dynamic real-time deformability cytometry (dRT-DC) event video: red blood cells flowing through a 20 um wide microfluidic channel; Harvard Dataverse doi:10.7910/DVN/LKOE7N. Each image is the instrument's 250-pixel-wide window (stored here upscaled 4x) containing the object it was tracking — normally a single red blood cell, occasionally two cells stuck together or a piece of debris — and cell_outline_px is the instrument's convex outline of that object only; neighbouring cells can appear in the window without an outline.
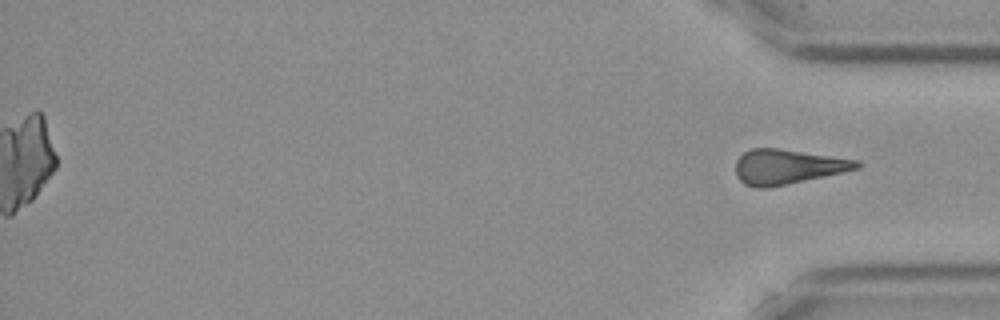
{"species": "Egyptian fruit bat (a non-hibernating species)", "species_latin": "Rousettus aegyptiacus", "temperature_condition": "cold", "stored_images_in_passage": 15, "camera_frame_rate_fps": 3000, "um_per_image_px": 0.085, "frame": {"image": 1, "passage_image": 15, "time_ms": 4.667, "image_size_px": [1000, 320], "cell_outline_px": [[864, 164], [860, 168], [844, 172], [768, 188], [756, 188], [744, 184], [736, 176], [736, 160], [744, 152], [752, 148], [780, 148], [860, 160]], "centroid_in_image_um": [66.97, 14.17], "position_along_channel_um": 368.2, "area_um2": 24.8}}